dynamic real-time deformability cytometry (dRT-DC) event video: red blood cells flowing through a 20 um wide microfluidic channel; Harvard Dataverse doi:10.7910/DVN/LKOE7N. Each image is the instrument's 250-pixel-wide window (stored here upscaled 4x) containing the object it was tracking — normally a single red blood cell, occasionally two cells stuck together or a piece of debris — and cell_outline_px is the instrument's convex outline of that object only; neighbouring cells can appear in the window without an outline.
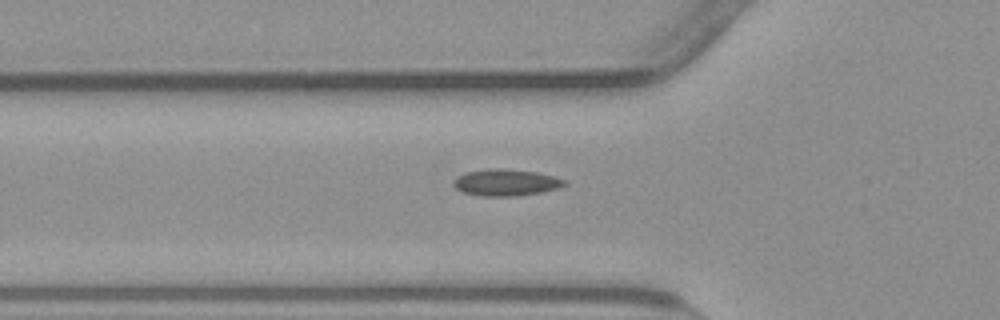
{"species": "common noctule bat (a hibernating species)", "species_latin": "Nyctalus noctula", "temperature_condition": "warm", "stored_images_in_passage": 39, "camera_frame_rate_fps": 3000, "um_per_image_px": 0.085, "animal": {"sex": "male", "body_mass_g": 23.1, "forearm_length_mm": 52.7}, "frame": {"image": 1, "passage_image": 10, "time_ms": 3.0, "image_size_px": [1000, 320], "cell_outline_px": [[568, 184], [560, 188], [540, 192], [516, 196], [480, 196], [464, 192], [456, 188], [452, 184], [460, 176], [468, 172], [484, 168], [504, 168], [536, 172], [568, 180]], "centroid_in_image_um": [43.06, 15.51], "position_along_channel_um": 82.7, "area_um2": 17.22}}
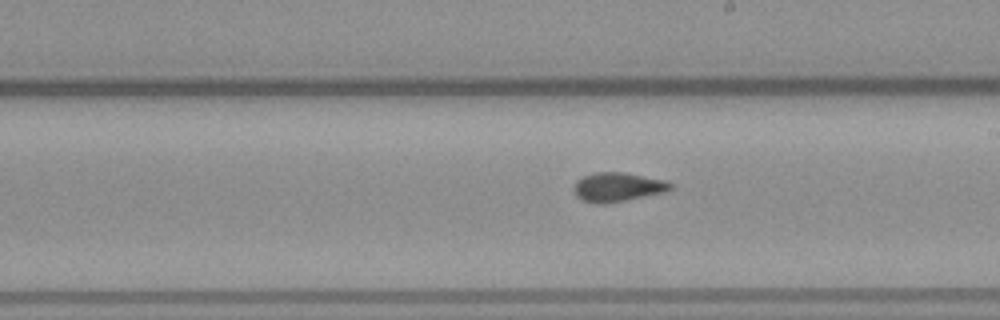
{"frame": {"image": 2, "passage_image": 22, "time_ms": 7.0, "image_size_px": [1000, 320], "cell_outline_px": [[672, 188], [668, 192], [604, 204], [596, 204], [584, 200], [576, 196], [576, 180], [584, 176], [596, 172], [624, 172], [664, 180], [672, 184]], "centroid_in_image_um": [52.54, 15.9], "position_along_channel_um": 236.5, "area_um2": 16.24}}
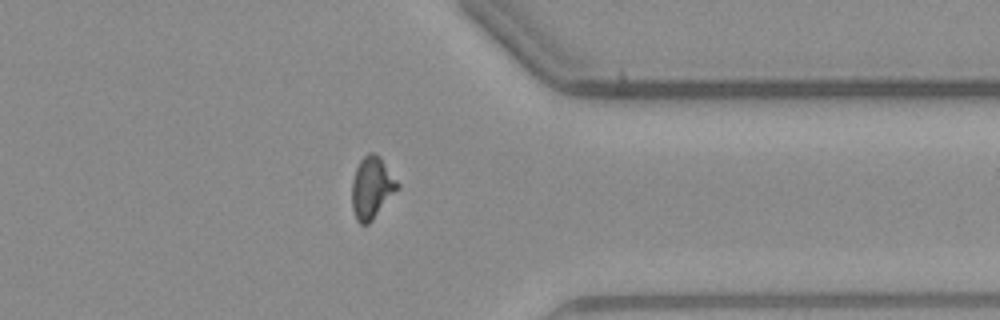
{"frame": {"image": 3, "passage_image": 34, "time_ms": 11.0, "image_size_px": [1000, 320], "cell_outline_px": [[400, 188], [372, 220], [368, 224], [360, 224], [356, 220], [352, 208], [352, 180], [356, 168], [360, 160], [368, 152], [372, 152], [380, 156], [400, 184]], "centroid_in_image_um": [31.61, 15.95], "position_along_channel_um": 379.8, "area_um2": 16.59}}